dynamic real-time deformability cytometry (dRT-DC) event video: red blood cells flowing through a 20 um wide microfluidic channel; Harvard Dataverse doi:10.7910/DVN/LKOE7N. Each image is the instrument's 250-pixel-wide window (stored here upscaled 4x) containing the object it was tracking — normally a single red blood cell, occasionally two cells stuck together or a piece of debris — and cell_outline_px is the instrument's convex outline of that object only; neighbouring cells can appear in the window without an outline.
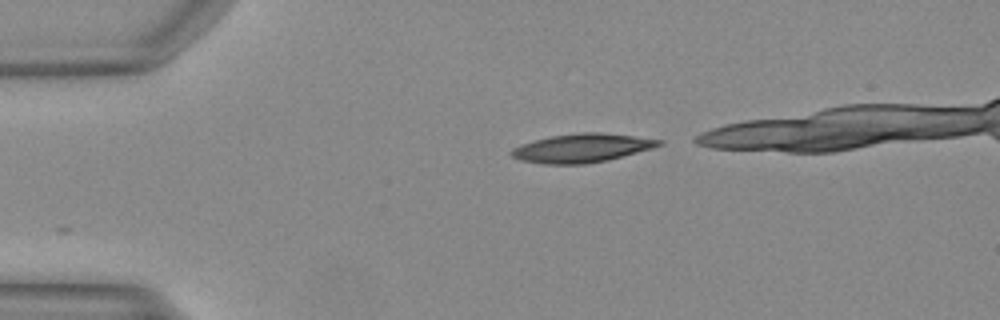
{"species": "Egyptian fruit bat (a non-hibernating species)", "species_latin": "Rousettus aegyptiacus", "temperature_condition": "warm", "stored_images_in_passage": 29, "camera_frame_rate_fps": 3000, "um_per_image_px": 0.085, "animal": {"sex": "female"}, "frame": {"image": 1, "passage_image": 1, "time_ms": 0.0, "image_size_px": [1000, 320], "cell_outline_px": [[664, 144], [652, 148], [608, 160], [584, 164], [540, 164], [520, 160], [512, 156], [508, 152], [512, 148], [520, 144], [552, 136], [580, 132], [600, 132], [664, 140]], "centroid_in_image_um": [49.43, 12.59], "position_along_channel_um": 35.6, "area_um2": 24.62}}
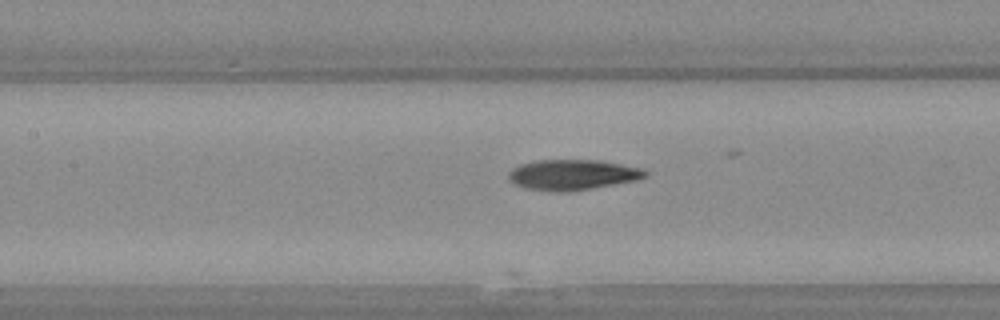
{"frame": {"image": 2, "passage_image": 13, "time_ms": 4.0, "image_size_px": [1000, 320], "cell_outline_px": [[648, 176], [636, 180], [592, 188], [528, 188], [516, 184], [508, 180], [508, 172], [512, 168], [520, 164], [540, 160], [596, 160], [644, 168], [648, 172]], "centroid_in_image_um": [48.72, 14.79], "position_along_channel_um": 158.7, "area_um2": 23.06}}
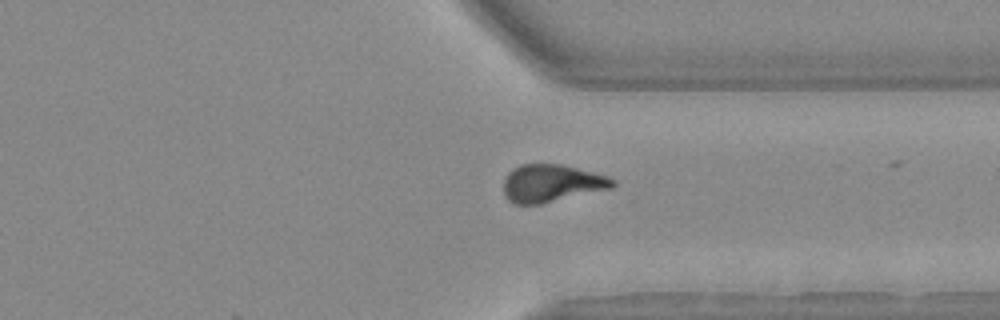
{"frame": {"image": 3, "passage_image": 28, "time_ms": 9.0, "image_size_px": [1000, 320], "cell_outline_px": [[616, 184], [612, 188], [540, 204], [516, 204], [508, 200], [504, 196], [504, 180], [508, 172], [512, 168], [520, 164], [560, 164], [608, 176], [616, 180]], "centroid_in_image_um": [46.87, 15.58], "position_along_channel_um": 364.5, "area_um2": 23.87}}